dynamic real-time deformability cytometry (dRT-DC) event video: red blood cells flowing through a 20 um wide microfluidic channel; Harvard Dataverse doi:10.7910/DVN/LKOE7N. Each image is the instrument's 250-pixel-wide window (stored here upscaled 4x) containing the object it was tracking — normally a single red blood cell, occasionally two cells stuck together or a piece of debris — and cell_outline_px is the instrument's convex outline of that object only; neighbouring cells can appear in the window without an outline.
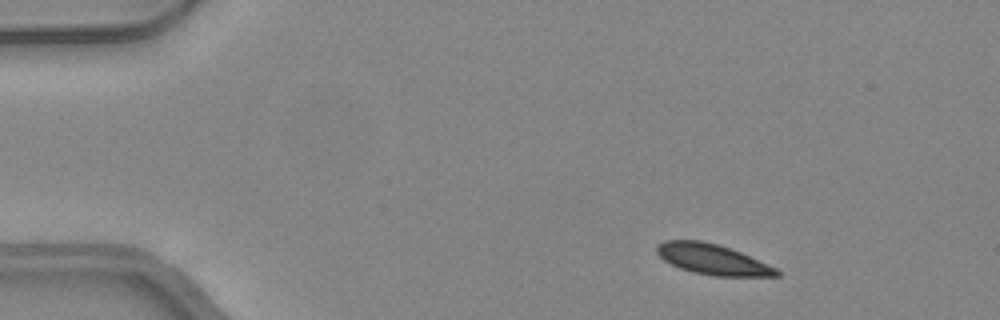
{"species": "common noctule bat (a hibernating species)", "species_latin": "Nyctalus noctula", "temperature_condition": "warm", "stored_images_in_passage": 6, "camera_frame_rate_fps": 3000, "um_per_image_px": 0.085, "animal": {"sex": "female", "body_mass_g": 24.6, "forearm_length_mm": 56.2}, "frame": {"image": 1, "passage_image": 1, "time_ms": 0.0, "image_size_px": [1000, 320], "cell_outline_px": [[780, 276], [712, 276], [692, 272], [680, 268], [664, 260], [656, 252], [656, 248], [664, 240], [700, 240], [732, 248], [768, 264], [776, 268], [780, 272]], "centroid_in_image_um": [60.58, 22.04], "position_along_channel_um": 24.4, "area_um2": 21.21}}